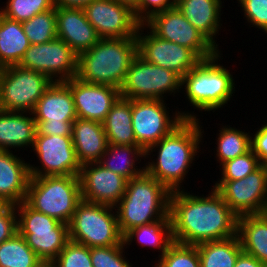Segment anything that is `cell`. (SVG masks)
<instances>
[{
    "label": "cell",
    "mask_w": 267,
    "mask_h": 267,
    "mask_svg": "<svg viewBox=\"0 0 267 267\" xmlns=\"http://www.w3.org/2000/svg\"><path fill=\"white\" fill-rule=\"evenodd\" d=\"M6 4L1 14L21 23L55 7L54 0H8Z\"/></svg>",
    "instance_id": "cell-35"
},
{
    "label": "cell",
    "mask_w": 267,
    "mask_h": 267,
    "mask_svg": "<svg viewBox=\"0 0 267 267\" xmlns=\"http://www.w3.org/2000/svg\"><path fill=\"white\" fill-rule=\"evenodd\" d=\"M13 151L0 150V201L17 205L25 201L30 181L29 164Z\"/></svg>",
    "instance_id": "cell-22"
},
{
    "label": "cell",
    "mask_w": 267,
    "mask_h": 267,
    "mask_svg": "<svg viewBox=\"0 0 267 267\" xmlns=\"http://www.w3.org/2000/svg\"><path fill=\"white\" fill-rule=\"evenodd\" d=\"M137 54V37L100 38L91 49L78 55L76 77L88 83L120 89Z\"/></svg>",
    "instance_id": "cell-3"
},
{
    "label": "cell",
    "mask_w": 267,
    "mask_h": 267,
    "mask_svg": "<svg viewBox=\"0 0 267 267\" xmlns=\"http://www.w3.org/2000/svg\"><path fill=\"white\" fill-rule=\"evenodd\" d=\"M34 267H57L54 260L40 259Z\"/></svg>",
    "instance_id": "cell-47"
},
{
    "label": "cell",
    "mask_w": 267,
    "mask_h": 267,
    "mask_svg": "<svg viewBox=\"0 0 267 267\" xmlns=\"http://www.w3.org/2000/svg\"><path fill=\"white\" fill-rule=\"evenodd\" d=\"M57 267H93L90 248L69 240L54 260Z\"/></svg>",
    "instance_id": "cell-38"
},
{
    "label": "cell",
    "mask_w": 267,
    "mask_h": 267,
    "mask_svg": "<svg viewBox=\"0 0 267 267\" xmlns=\"http://www.w3.org/2000/svg\"><path fill=\"white\" fill-rule=\"evenodd\" d=\"M56 27L57 38L62 39L77 55L91 49L100 40L83 8L56 7Z\"/></svg>",
    "instance_id": "cell-21"
},
{
    "label": "cell",
    "mask_w": 267,
    "mask_h": 267,
    "mask_svg": "<svg viewBox=\"0 0 267 267\" xmlns=\"http://www.w3.org/2000/svg\"><path fill=\"white\" fill-rule=\"evenodd\" d=\"M216 145L218 162H224L243 155L251 149V135L235 127L223 126L219 130Z\"/></svg>",
    "instance_id": "cell-32"
},
{
    "label": "cell",
    "mask_w": 267,
    "mask_h": 267,
    "mask_svg": "<svg viewBox=\"0 0 267 267\" xmlns=\"http://www.w3.org/2000/svg\"><path fill=\"white\" fill-rule=\"evenodd\" d=\"M251 136V149L258 157L260 165L267 168V122Z\"/></svg>",
    "instance_id": "cell-43"
},
{
    "label": "cell",
    "mask_w": 267,
    "mask_h": 267,
    "mask_svg": "<svg viewBox=\"0 0 267 267\" xmlns=\"http://www.w3.org/2000/svg\"><path fill=\"white\" fill-rule=\"evenodd\" d=\"M250 25L267 33V0H237Z\"/></svg>",
    "instance_id": "cell-40"
},
{
    "label": "cell",
    "mask_w": 267,
    "mask_h": 267,
    "mask_svg": "<svg viewBox=\"0 0 267 267\" xmlns=\"http://www.w3.org/2000/svg\"><path fill=\"white\" fill-rule=\"evenodd\" d=\"M125 247L122 245L90 248L93 267H132L123 255Z\"/></svg>",
    "instance_id": "cell-39"
},
{
    "label": "cell",
    "mask_w": 267,
    "mask_h": 267,
    "mask_svg": "<svg viewBox=\"0 0 267 267\" xmlns=\"http://www.w3.org/2000/svg\"><path fill=\"white\" fill-rule=\"evenodd\" d=\"M221 53L214 57L201 60L185 76L181 87H184L188 102L200 111H216L224 107L235 93L233 75L227 68L218 63Z\"/></svg>",
    "instance_id": "cell-5"
},
{
    "label": "cell",
    "mask_w": 267,
    "mask_h": 267,
    "mask_svg": "<svg viewBox=\"0 0 267 267\" xmlns=\"http://www.w3.org/2000/svg\"><path fill=\"white\" fill-rule=\"evenodd\" d=\"M175 6L184 17L199 30L218 50L216 34L221 20V0H180ZM221 25V26H220Z\"/></svg>",
    "instance_id": "cell-24"
},
{
    "label": "cell",
    "mask_w": 267,
    "mask_h": 267,
    "mask_svg": "<svg viewBox=\"0 0 267 267\" xmlns=\"http://www.w3.org/2000/svg\"><path fill=\"white\" fill-rule=\"evenodd\" d=\"M165 104L160 99L132 100V127L136 142L144 151L169 135L185 119H198L186 111H177L171 117Z\"/></svg>",
    "instance_id": "cell-11"
},
{
    "label": "cell",
    "mask_w": 267,
    "mask_h": 267,
    "mask_svg": "<svg viewBox=\"0 0 267 267\" xmlns=\"http://www.w3.org/2000/svg\"><path fill=\"white\" fill-rule=\"evenodd\" d=\"M144 24L159 38L191 49L201 60L210 59L219 53L176 6L153 15Z\"/></svg>",
    "instance_id": "cell-14"
},
{
    "label": "cell",
    "mask_w": 267,
    "mask_h": 267,
    "mask_svg": "<svg viewBox=\"0 0 267 267\" xmlns=\"http://www.w3.org/2000/svg\"><path fill=\"white\" fill-rule=\"evenodd\" d=\"M17 230L16 205L4 204L0 208V243L10 239Z\"/></svg>",
    "instance_id": "cell-42"
},
{
    "label": "cell",
    "mask_w": 267,
    "mask_h": 267,
    "mask_svg": "<svg viewBox=\"0 0 267 267\" xmlns=\"http://www.w3.org/2000/svg\"><path fill=\"white\" fill-rule=\"evenodd\" d=\"M170 194L163 184L146 172L127 180L125 193L114 206L122 236L138 226L170 218Z\"/></svg>",
    "instance_id": "cell-4"
},
{
    "label": "cell",
    "mask_w": 267,
    "mask_h": 267,
    "mask_svg": "<svg viewBox=\"0 0 267 267\" xmlns=\"http://www.w3.org/2000/svg\"><path fill=\"white\" fill-rule=\"evenodd\" d=\"M32 113L36 121V135L72 136L77 113L71 89L64 82H53Z\"/></svg>",
    "instance_id": "cell-12"
},
{
    "label": "cell",
    "mask_w": 267,
    "mask_h": 267,
    "mask_svg": "<svg viewBox=\"0 0 267 267\" xmlns=\"http://www.w3.org/2000/svg\"><path fill=\"white\" fill-rule=\"evenodd\" d=\"M220 180H237L246 177L248 174L257 170L261 165L258 157L250 149L243 155L237 156L234 159L228 160L223 164Z\"/></svg>",
    "instance_id": "cell-37"
},
{
    "label": "cell",
    "mask_w": 267,
    "mask_h": 267,
    "mask_svg": "<svg viewBox=\"0 0 267 267\" xmlns=\"http://www.w3.org/2000/svg\"><path fill=\"white\" fill-rule=\"evenodd\" d=\"M159 258L156 267H200L196 245L173 242Z\"/></svg>",
    "instance_id": "cell-36"
},
{
    "label": "cell",
    "mask_w": 267,
    "mask_h": 267,
    "mask_svg": "<svg viewBox=\"0 0 267 267\" xmlns=\"http://www.w3.org/2000/svg\"><path fill=\"white\" fill-rule=\"evenodd\" d=\"M145 24H140L136 33L138 54L147 62L185 76L201 59L189 48L156 36L150 29L142 32ZM141 31V32H140ZM144 34V35H142Z\"/></svg>",
    "instance_id": "cell-17"
},
{
    "label": "cell",
    "mask_w": 267,
    "mask_h": 267,
    "mask_svg": "<svg viewBox=\"0 0 267 267\" xmlns=\"http://www.w3.org/2000/svg\"><path fill=\"white\" fill-rule=\"evenodd\" d=\"M71 89L77 118L103 123L111 106L120 97V89L88 83L77 77L64 81Z\"/></svg>",
    "instance_id": "cell-20"
},
{
    "label": "cell",
    "mask_w": 267,
    "mask_h": 267,
    "mask_svg": "<svg viewBox=\"0 0 267 267\" xmlns=\"http://www.w3.org/2000/svg\"><path fill=\"white\" fill-rule=\"evenodd\" d=\"M169 215L173 241L180 244L197 245L237 235L238 216L214 188L205 197L184 189L171 192Z\"/></svg>",
    "instance_id": "cell-1"
},
{
    "label": "cell",
    "mask_w": 267,
    "mask_h": 267,
    "mask_svg": "<svg viewBox=\"0 0 267 267\" xmlns=\"http://www.w3.org/2000/svg\"><path fill=\"white\" fill-rule=\"evenodd\" d=\"M32 148L41 165L36 167L29 164L30 177L79 176L81 164L76 156L72 136L35 135Z\"/></svg>",
    "instance_id": "cell-16"
},
{
    "label": "cell",
    "mask_w": 267,
    "mask_h": 267,
    "mask_svg": "<svg viewBox=\"0 0 267 267\" xmlns=\"http://www.w3.org/2000/svg\"><path fill=\"white\" fill-rule=\"evenodd\" d=\"M79 180L82 200L113 207L124 195L127 184L126 178L98 162L82 165Z\"/></svg>",
    "instance_id": "cell-19"
},
{
    "label": "cell",
    "mask_w": 267,
    "mask_h": 267,
    "mask_svg": "<svg viewBox=\"0 0 267 267\" xmlns=\"http://www.w3.org/2000/svg\"><path fill=\"white\" fill-rule=\"evenodd\" d=\"M24 33L30 44H42L57 38L56 7L36 14L22 22Z\"/></svg>",
    "instance_id": "cell-34"
},
{
    "label": "cell",
    "mask_w": 267,
    "mask_h": 267,
    "mask_svg": "<svg viewBox=\"0 0 267 267\" xmlns=\"http://www.w3.org/2000/svg\"><path fill=\"white\" fill-rule=\"evenodd\" d=\"M175 7L172 0H140L134 16L140 24H144L153 15Z\"/></svg>",
    "instance_id": "cell-41"
},
{
    "label": "cell",
    "mask_w": 267,
    "mask_h": 267,
    "mask_svg": "<svg viewBox=\"0 0 267 267\" xmlns=\"http://www.w3.org/2000/svg\"><path fill=\"white\" fill-rule=\"evenodd\" d=\"M3 205H4V203L0 201V208H1Z\"/></svg>",
    "instance_id": "cell-48"
},
{
    "label": "cell",
    "mask_w": 267,
    "mask_h": 267,
    "mask_svg": "<svg viewBox=\"0 0 267 267\" xmlns=\"http://www.w3.org/2000/svg\"><path fill=\"white\" fill-rule=\"evenodd\" d=\"M17 230L39 259L55 260L69 241L68 224L31 208L16 205Z\"/></svg>",
    "instance_id": "cell-8"
},
{
    "label": "cell",
    "mask_w": 267,
    "mask_h": 267,
    "mask_svg": "<svg viewBox=\"0 0 267 267\" xmlns=\"http://www.w3.org/2000/svg\"><path fill=\"white\" fill-rule=\"evenodd\" d=\"M72 142L81 166L99 162L108 147L103 123L77 118L73 122Z\"/></svg>",
    "instance_id": "cell-23"
},
{
    "label": "cell",
    "mask_w": 267,
    "mask_h": 267,
    "mask_svg": "<svg viewBox=\"0 0 267 267\" xmlns=\"http://www.w3.org/2000/svg\"><path fill=\"white\" fill-rule=\"evenodd\" d=\"M175 4L178 2V1H180V0H172Z\"/></svg>",
    "instance_id": "cell-49"
},
{
    "label": "cell",
    "mask_w": 267,
    "mask_h": 267,
    "mask_svg": "<svg viewBox=\"0 0 267 267\" xmlns=\"http://www.w3.org/2000/svg\"><path fill=\"white\" fill-rule=\"evenodd\" d=\"M113 206L82 200L68 224L69 240L92 247L123 244Z\"/></svg>",
    "instance_id": "cell-7"
},
{
    "label": "cell",
    "mask_w": 267,
    "mask_h": 267,
    "mask_svg": "<svg viewBox=\"0 0 267 267\" xmlns=\"http://www.w3.org/2000/svg\"><path fill=\"white\" fill-rule=\"evenodd\" d=\"M182 77L166 68L144 60L139 54L133 59L120 88V97L131 100L160 99L181 89ZM164 95V96H163Z\"/></svg>",
    "instance_id": "cell-10"
},
{
    "label": "cell",
    "mask_w": 267,
    "mask_h": 267,
    "mask_svg": "<svg viewBox=\"0 0 267 267\" xmlns=\"http://www.w3.org/2000/svg\"><path fill=\"white\" fill-rule=\"evenodd\" d=\"M18 66L45 74L53 82H64L77 76L78 55L62 39L30 44Z\"/></svg>",
    "instance_id": "cell-13"
},
{
    "label": "cell",
    "mask_w": 267,
    "mask_h": 267,
    "mask_svg": "<svg viewBox=\"0 0 267 267\" xmlns=\"http://www.w3.org/2000/svg\"><path fill=\"white\" fill-rule=\"evenodd\" d=\"M29 47L22 23L0 13V68L18 65Z\"/></svg>",
    "instance_id": "cell-28"
},
{
    "label": "cell",
    "mask_w": 267,
    "mask_h": 267,
    "mask_svg": "<svg viewBox=\"0 0 267 267\" xmlns=\"http://www.w3.org/2000/svg\"><path fill=\"white\" fill-rule=\"evenodd\" d=\"M81 201L79 176L30 177L25 202L38 212L69 224Z\"/></svg>",
    "instance_id": "cell-6"
},
{
    "label": "cell",
    "mask_w": 267,
    "mask_h": 267,
    "mask_svg": "<svg viewBox=\"0 0 267 267\" xmlns=\"http://www.w3.org/2000/svg\"><path fill=\"white\" fill-rule=\"evenodd\" d=\"M213 188L237 215L261 214L267 210V168L260 166L246 177L219 180Z\"/></svg>",
    "instance_id": "cell-15"
},
{
    "label": "cell",
    "mask_w": 267,
    "mask_h": 267,
    "mask_svg": "<svg viewBox=\"0 0 267 267\" xmlns=\"http://www.w3.org/2000/svg\"><path fill=\"white\" fill-rule=\"evenodd\" d=\"M84 11L100 38L136 37L140 23L128 6L114 0H93Z\"/></svg>",
    "instance_id": "cell-18"
},
{
    "label": "cell",
    "mask_w": 267,
    "mask_h": 267,
    "mask_svg": "<svg viewBox=\"0 0 267 267\" xmlns=\"http://www.w3.org/2000/svg\"><path fill=\"white\" fill-rule=\"evenodd\" d=\"M234 267H265V265L257 258L242 251L238 256Z\"/></svg>",
    "instance_id": "cell-44"
},
{
    "label": "cell",
    "mask_w": 267,
    "mask_h": 267,
    "mask_svg": "<svg viewBox=\"0 0 267 267\" xmlns=\"http://www.w3.org/2000/svg\"><path fill=\"white\" fill-rule=\"evenodd\" d=\"M27 115L26 112L0 110V150L33 147L36 121L33 113Z\"/></svg>",
    "instance_id": "cell-25"
},
{
    "label": "cell",
    "mask_w": 267,
    "mask_h": 267,
    "mask_svg": "<svg viewBox=\"0 0 267 267\" xmlns=\"http://www.w3.org/2000/svg\"><path fill=\"white\" fill-rule=\"evenodd\" d=\"M237 235L242 250L267 264V210L237 217Z\"/></svg>",
    "instance_id": "cell-26"
},
{
    "label": "cell",
    "mask_w": 267,
    "mask_h": 267,
    "mask_svg": "<svg viewBox=\"0 0 267 267\" xmlns=\"http://www.w3.org/2000/svg\"><path fill=\"white\" fill-rule=\"evenodd\" d=\"M93 0H54L55 7L85 8Z\"/></svg>",
    "instance_id": "cell-45"
},
{
    "label": "cell",
    "mask_w": 267,
    "mask_h": 267,
    "mask_svg": "<svg viewBox=\"0 0 267 267\" xmlns=\"http://www.w3.org/2000/svg\"><path fill=\"white\" fill-rule=\"evenodd\" d=\"M136 239L141 247L151 246L152 248L159 249V257H161L174 242L170 218H162L153 223L129 230L123 236V243L127 247V245L132 243V240L135 241Z\"/></svg>",
    "instance_id": "cell-31"
},
{
    "label": "cell",
    "mask_w": 267,
    "mask_h": 267,
    "mask_svg": "<svg viewBox=\"0 0 267 267\" xmlns=\"http://www.w3.org/2000/svg\"><path fill=\"white\" fill-rule=\"evenodd\" d=\"M196 246L200 267H234L243 251L238 235L225 240L202 242Z\"/></svg>",
    "instance_id": "cell-30"
},
{
    "label": "cell",
    "mask_w": 267,
    "mask_h": 267,
    "mask_svg": "<svg viewBox=\"0 0 267 267\" xmlns=\"http://www.w3.org/2000/svg\"><path fill=\"white\" fill-rule=\"evenodd\" d=\"M140 157L145 158V151L138 145L108 144L106 152L98 163L104 168L130 180L145 172V166L140 168H136L138 166H135L136 161L139 160L141 162Z\"/></svg>",
    "instance_id": "cell-29"
},
{
    "label": "cell",
    "mask_w": 267,
    "mask_h": 267,
    "mask_svg": "<svg viewBox=\"0 0 267 267\" xmlns=\"http://www.w3.org/2000/svg\"><path fill=\"white\" fill-rule=\"evenodd\" d=\"M39 260L19 232L0 243V267H34Z\"/></svg>",
    "instance_id": "cell-33"
},
{
    "label": "cell",
    "mask_w": 267,
    "mask_h": 267,
    "mask_svg": "<svg viewBox=\"0 0 267 267\" xmlns=\"http://www.w3.org/2000/svg\"><path fill=\"white\" fill-rule=\"evenodd\" d=\"M103 127L108 144L138 145L132 127V100L119 97L111 106Z\"/></svg>",
    "instance_id": "cell-27"
},
{
    "label": "cell",
    "mask_w": 267,
    "mask_h": 267,
    "mask_svg": "<svg viewBox=\"0 0 267 267\" xmlns=\"http://www.w3.org/2000/svg\"><path fill=\"white\" fill-rule=\"evenodd\" d=\"M198 119H185L169 135L145 151V158L157 152V158L145 164V172L163 184L170 192L181 190L180 186L192 166L203 138ZM156 161V162H155Z\"/></svg>",
    "instance_id": "cell-2"
},
{
    "label": "cell",
    "mask_w": 267,
    "mask_h": 267,
    "mask_svg": "<svg viewBox=\"0 0 267 267\" xmlns=\"http://www.w3.org/2000/svg\"><path fill=\"white\" fill-rule=\"evenodd\" d=\"M52 83L45 74L18 65L0 68V110L32 113Z\"/></svg>",
    "instance_id": "cell-9"
},
{
    "label": "cell",
    "mask_w": 267,
    "mask_h": 267,
    "mask_svg": "<svg viewBox=\"0 0 267 267\" xmlns=\"http://www.w3.org/2000/svg\"><path fill=\"white\" fill-rule=\"evenodd\" d=\"M120 4L128 6L133 12L138 8L140 0H114Z\"/></svg>",
    "instance_id": "cell-46"
}]
</instances>
